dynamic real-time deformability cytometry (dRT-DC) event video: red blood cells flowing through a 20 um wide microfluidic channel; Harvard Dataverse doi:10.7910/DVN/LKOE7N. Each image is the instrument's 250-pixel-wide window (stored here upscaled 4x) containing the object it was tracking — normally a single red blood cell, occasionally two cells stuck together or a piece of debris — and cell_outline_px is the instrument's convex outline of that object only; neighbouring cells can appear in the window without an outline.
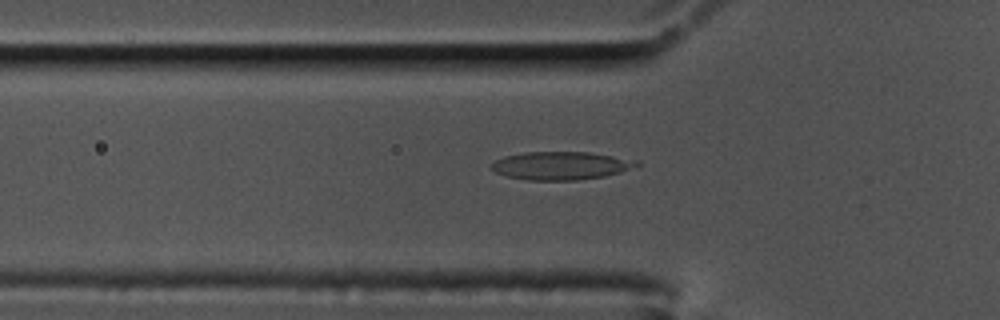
{"species": "common noctule bat (a hibernating species)", "species_latin": "Nyctalus noctula", "temperature_condition": "cold", "stored_images_in_passage": 7, "camera_frame_rate_fps": 3000, "um_per_image_px": 0.085, "animal": {"sex": "male", "body_mass_g": 17.5, "forearm_length_mm": 52.3}, "frame": {"image": 1, "passage_image": 2, "time_ms": 0.333, "image_size_px": [1000, 320], "cell_outline_px": [[640, 164], [620, 172], [604, 176], [576, 180], [528, 180], [508, 176], [496, 172], [492, 168], [492, 164], [496, 160], [504, 156], [524, 152], [588, 152], [640, 160]], "centroid_in_image_um": [47.7, 14.07], "position_along_channel_um": 78.1, "area_um2": 23.58}}